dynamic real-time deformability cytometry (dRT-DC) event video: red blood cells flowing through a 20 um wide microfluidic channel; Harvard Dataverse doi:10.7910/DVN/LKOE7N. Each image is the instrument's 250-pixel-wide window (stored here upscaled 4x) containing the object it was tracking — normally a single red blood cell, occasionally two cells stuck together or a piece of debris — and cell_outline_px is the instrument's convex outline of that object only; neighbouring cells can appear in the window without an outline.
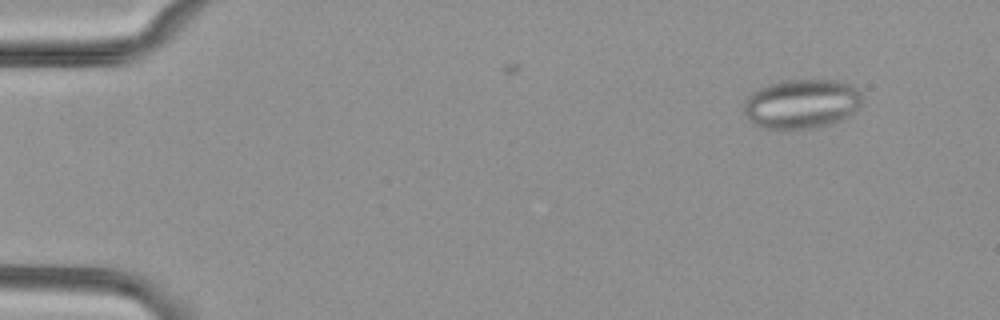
{"species": "common noctule bat (a hibernating species)", "species_latin": "Nyctalus noctula", "temperature_condition": "cold", "stored_images_in_passage": 13, "camera_frame_rate_fps": 3000, "um_per_image_px": 0.085, "animal": {"sex": "female", "body_mass_g": 29.2, "forearm_length_mm": 56.3}, "frame": {"image": 1, "passage_image": 5, "time_ms": 1.333, "image_size_px": [1000, 320], "cell_outline_px": [[864, 100], [844, 120], [832, 124], [812, 128], [760, 128], [748, 120], [744, 112], [744, 100], [752, 92], [768, 84], [784, 80], [836, 80], [852, 84], [860, 92]], "centroid_in_image_um": [68.14, 8.82], "position_along_channel_um": 16.9, "area_um2": 34.28}}